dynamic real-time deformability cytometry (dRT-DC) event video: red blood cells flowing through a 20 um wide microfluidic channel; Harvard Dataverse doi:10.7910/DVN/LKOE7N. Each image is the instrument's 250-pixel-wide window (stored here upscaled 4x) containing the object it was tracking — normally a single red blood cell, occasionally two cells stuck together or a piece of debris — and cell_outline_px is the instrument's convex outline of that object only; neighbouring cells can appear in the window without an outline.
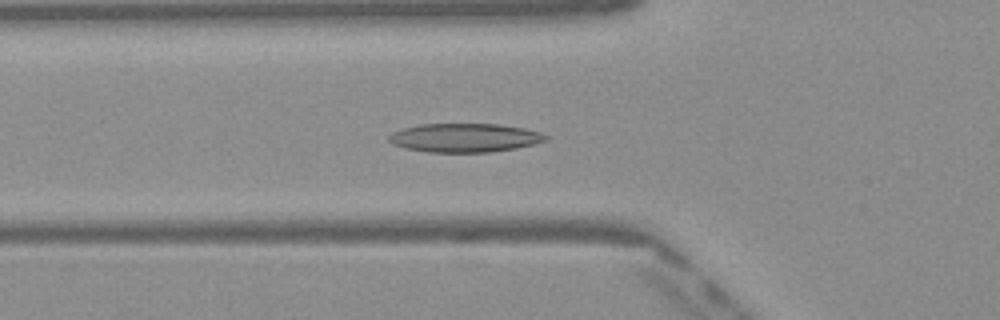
{"species": "Egyptian fruit bat (a non-hibernating species)", "species_latin": "Rousettus aegyptiacus", "temperature_condition": "warm", "stored_images_in_passage": 49, "camera_frame_rate_fps": 3000, "um_per_image_px": 0.085, "frame": {"image": 1, "passage_image": 17, "time_ms": 5.333, "image_size_px": [1000, 320], "cell_outline_px": [[548, 140], [516, 148], [492, 152], [428, 152], [404, 148], [392, 144], [388, 140], [388, 136], [392, 132], [404, 128], [420, 124], [500, 124], [524, 128], [540, 132], [548, 136]], "centroid_in_image_um": [39.49, 11.71], "position_along_channel_um": 86.3, "area_um2": 26.36}}
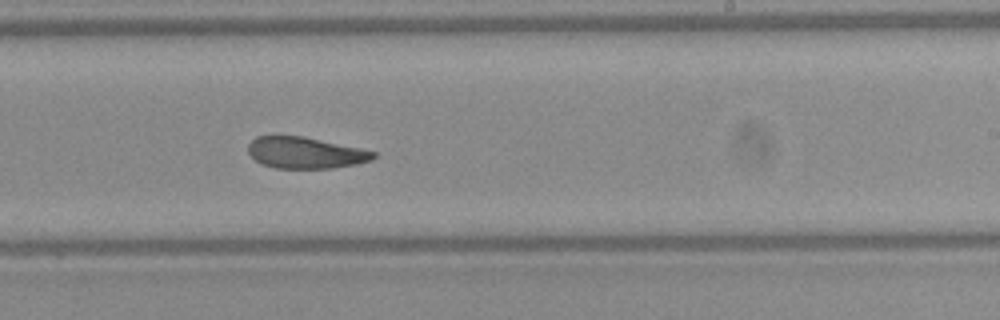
{"frame": {"image": 2, "passage_image": 30, "time_ms": 9.667, "image_size_px": [1000, 320], "cell_outline_px": [[376, 156], [372, 160], [356, 164], [332, 168], [276, 168], [260, 164], [248, 152], [248, 144], [256, 136], [304, 136], [360, 148], [376, 152]], "centroid_in_image_um": [25.95, 12.98], "position_along_channel_um": 263.0, "area_um2": 22.89}}
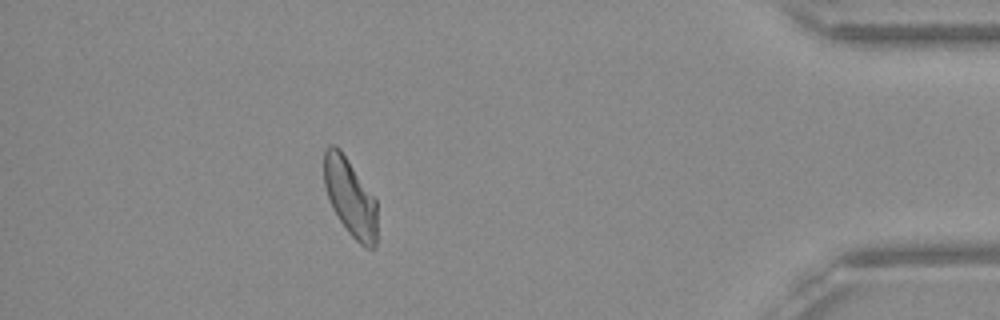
{"frame": {"image": 3, "passage_image": 44, "time_ms": 14.333, "image_size_px": [1000, 320], "cell_outline_px": [[376, 244], [372, 248], [364, 248], [348, 232], [332, 208], [324, 184], [324, 152], [328, 144], [332, 144], [340, 148], [376, 200]], "centroid_in_image_um": [29.75, 16.76], "position_along_channel_um": 405.5, "area_um2": 23.81}, "authors_computed_cell_mechanics": {"area_um2": 25.2586, "velocity_mm_per_s": 4.0651, "shape_relaxation_time_tau1_ms": 8.77, "shape_relaxation_time_tau2_ms": 2.5325, "deformation_change_tau1": 0.2083, "deformation_change_tau2": 0.0972}}